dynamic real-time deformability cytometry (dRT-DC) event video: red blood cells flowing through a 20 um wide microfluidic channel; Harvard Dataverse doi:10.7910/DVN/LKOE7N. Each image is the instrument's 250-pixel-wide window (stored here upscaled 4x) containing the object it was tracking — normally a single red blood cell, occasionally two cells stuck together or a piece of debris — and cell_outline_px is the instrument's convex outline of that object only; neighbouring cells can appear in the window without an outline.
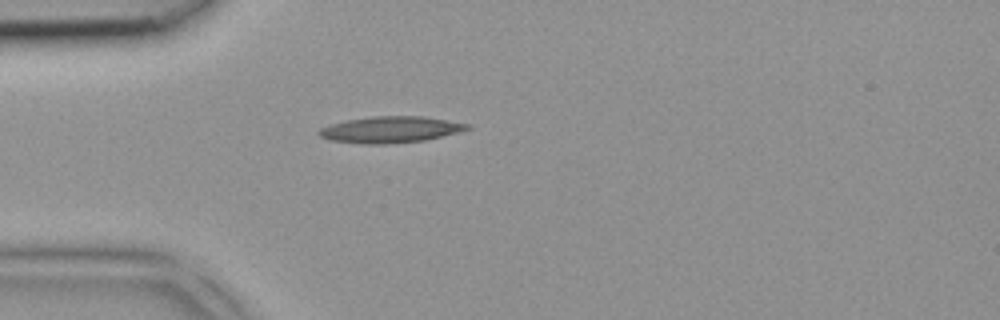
{"species": "common noctule bat (a hibernating species)", "species_latin": "Nyctalus noctula", "temperature_condition": "room temperature", "stored_images_in_passage": 1, "camera_frame_rate_fps": 3000, "um_per_image_px": 0.085, "animal": {"sex": "female", "body_mass_g": 18.4}, "frame": {"image": 1, "passage_image": 1, "time_ms": 0.0, "image_size_px": [1000, 320], "cell_outline_px": [[472, 128], [460, 132], [424, 140], [388, 144], [364, 144], [332, 140], [320, 136], [316, 132], [320, 128], [328, 124], [348, 120], [372, 116], [424, 116], [472, 124]], "centroid_in_image_um": [33.22, 11.01], "position_along_channel_um": 51.8, "area_um2": 22.89}}